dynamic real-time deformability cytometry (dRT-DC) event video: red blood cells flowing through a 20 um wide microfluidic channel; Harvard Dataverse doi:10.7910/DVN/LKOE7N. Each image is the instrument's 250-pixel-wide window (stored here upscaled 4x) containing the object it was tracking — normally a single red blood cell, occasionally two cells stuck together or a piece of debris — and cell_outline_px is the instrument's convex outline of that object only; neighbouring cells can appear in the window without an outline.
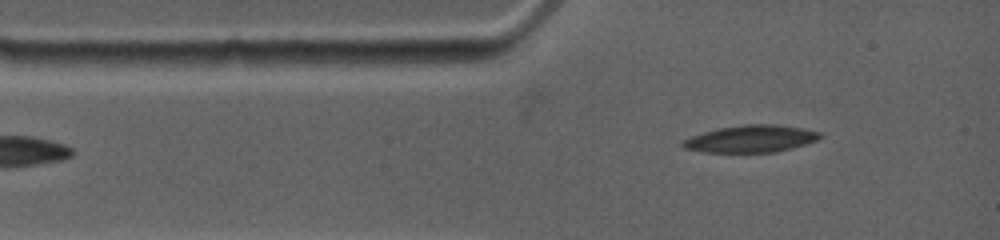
{"species": "common noctule bat (a hibernating species)", "species_latin": "Nyctalus noctula", "temperature_condition": "warm", "stored_images_in_passage": 3, "camera_frame_rate_fps": 4500, "um_per_image_px": 0.085, "animal": {"sex": "female", "body_mass_g": 19.0, "forearm_length_mm": 53.3}, "frame": {"image": 1, "passage_image": 1, "time_ms": 0.0, "image_size_px": [1000, 240], "cell_outline_px": [[824, 136], [816, 140], [792, 148], [776, 152], [704, 152], [684, 148], [680, 144], [684, 140], [692, 136], [704, 132], [720, 128], [744, 124], [776, 124], [804, 128], [820, 132]], "centroid_in_image_um": [63.86, 11.79], "position_along_channel_um": 21.1, "area_um2": 21.62}}
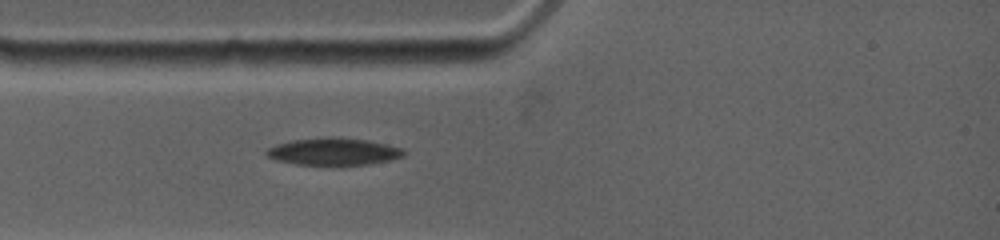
{"frame": {"image": 2, "passage_image": 3, "time_ms": 1.333, "image_size_px": [1000, 240], "cell_outline_px": [[404, 156], [388, 160], [368, 164], [340, 168], [332, 168], [296, 164], [276, 160], [268, 156], [264, 152], [268, 148], [276, 144], [292, 140], [328, 136], [336, 136], [368, 140], [404, 148]], "centroid_in_image_um": [28.34, 12.92], "position_along_channel_um": 56.7, "area_um2": 22.83}}